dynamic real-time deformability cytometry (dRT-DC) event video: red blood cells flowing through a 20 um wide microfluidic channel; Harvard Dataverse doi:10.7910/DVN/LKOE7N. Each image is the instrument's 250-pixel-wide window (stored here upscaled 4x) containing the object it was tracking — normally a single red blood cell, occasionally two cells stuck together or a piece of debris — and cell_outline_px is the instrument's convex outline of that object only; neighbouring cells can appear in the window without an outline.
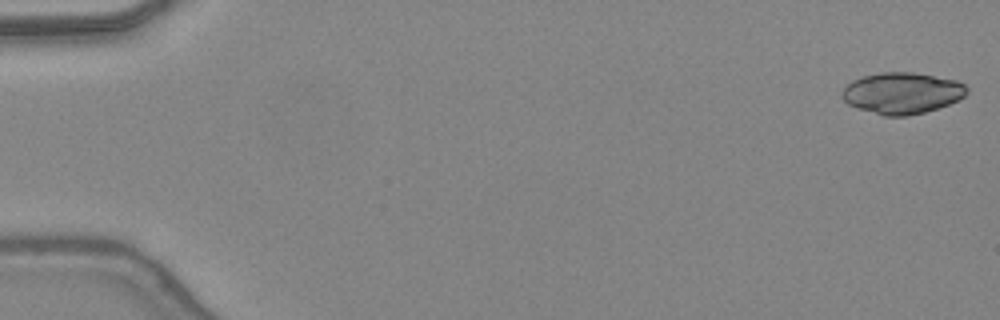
{"species": "common noctule bat (a hibernating species)", "species_latin": "Nyctalus noctula", "temperature_condition": "warm", "stored_images_in_passage": 47, "camera_frame_rate_fps": 3000, "um_per_image_px": 0.085, "animal": {"sex": "female", "body_mass_g": 24.6, "forearm_length_mm": 56.2}, "frame": {"image": 1, "passage_image": 1, "time_ms": 0.0, "image_size_px": [1000, 320], "cell_outline_px": [[968, 92], [964, 96], [948, 104], [924, 112], [908, 116], [884, 116], [856, 108], [848, 104], [840, 96], [844, 88], [852, 80], [864, 76], [880, 72], [912, 72], [956, 80], [964, 84], [968, 88]], "centroid_in_image_um": [76.65, 7.91], "position_along_channel_um": 8.4, "area_um2": 30.0}}